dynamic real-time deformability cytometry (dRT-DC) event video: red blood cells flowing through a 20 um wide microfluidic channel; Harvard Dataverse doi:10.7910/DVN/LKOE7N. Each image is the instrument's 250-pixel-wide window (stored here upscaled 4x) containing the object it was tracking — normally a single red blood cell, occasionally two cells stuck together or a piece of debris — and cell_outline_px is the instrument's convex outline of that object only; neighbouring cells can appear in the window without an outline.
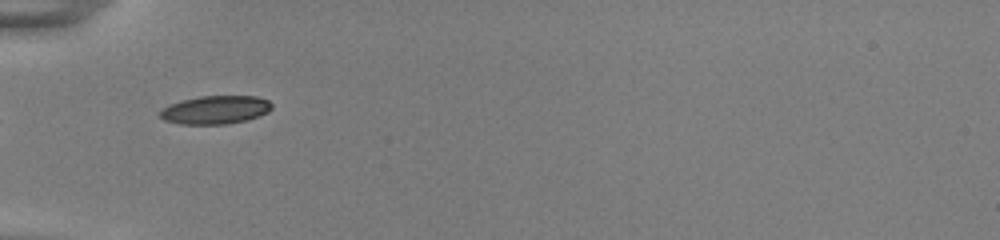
{"species": "common noctule bat (a hibernating species)", "species_latin": "Nyctalus noctula", "temperature_condition": "room temperature", "stored_images_in_passage": 23, "camera_frame_rate_fps": 3000, "um_per_image_px": 0.085, "animal": {"sex": "female", "body_mass_g": 22.0, "forearm_length_mm": 56.7}, "frame": {"image": 1, "passage_image": 1, "time_ms": 0.0, "image_size_px": [1000, 240], "cell_outline_px": [[272, 108], [268, 112], [260, 116], [228, 124], [180, 124], [164, 120], [160, 116], [160, 112], [168, 104], [180, 100], [200, 96], [256, 96], [268, 100], [272, 104]], "centroid_in_image_um": [18.31, 9.33], "position_along_channel_um": 66.7, "area_um2": 18.5}}
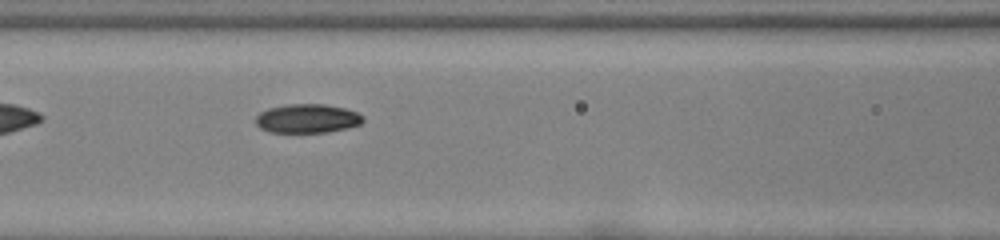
{"frame": {"image": 2, "passage_image": 7, "time_ms": 2.0, "image_size_px": [1000, 240], "cell_outline_px": [[364, 120], [360, 124], [348, 128], [328, 132], [272, 132], [260, 128], [256, 124], [256, 116], [260, 112], [268, 108], [288, 104], [324, 104], [344, 108], [356, 112], [364, 116]], "centroid_in_image_um": [26.13, 10.07], "position_along_channel_um": 140.5, "area_um2": 18.09}}
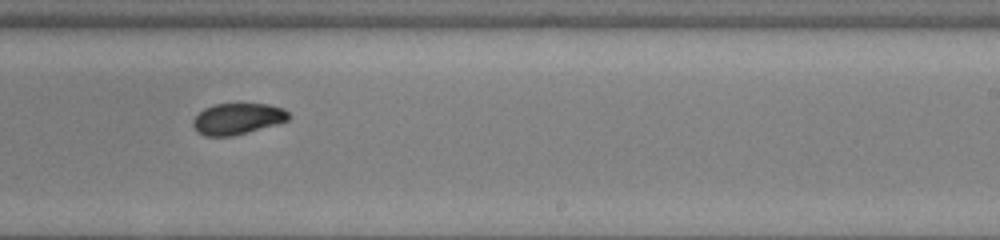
{"frame": {"image": 3, "passage_image": 17, "time_ms": 5.333, "image_size_px": [1000, 240], "cell_outline_px": [[288, 120], [276, 124], [232, 136], [204, 136], [196, 132], [192, 124], [192, 120], [204, 108], [216, 104], [268, 104], [284, 108], [288, 112]], "centroid_in_image_um": [20.15, 10.1], "position_along_channel_um": 268.8, "area_um2": 17.28}}